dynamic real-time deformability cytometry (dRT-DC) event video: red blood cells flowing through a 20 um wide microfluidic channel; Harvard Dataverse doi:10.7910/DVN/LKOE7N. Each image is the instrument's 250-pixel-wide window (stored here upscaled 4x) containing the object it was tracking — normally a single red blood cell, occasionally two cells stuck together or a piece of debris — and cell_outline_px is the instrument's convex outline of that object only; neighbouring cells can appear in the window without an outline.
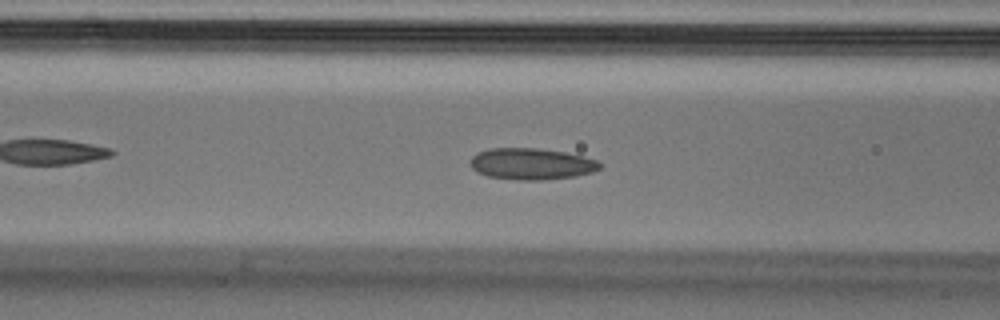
{"species": "Egyptian fruit bat (a non-hibernating species)", "species_latin": "Rousettus aegyptiacus", "temperature_condition": "cold", "stored_images_in_passage": 53, "camera_frame_rate_fps": 3000, "um_per_image_px": 0.085, "animal": {"sex": "male"}, "frame": {"image": 1, "passage_image": 20, "time_ms": 6.333, "image_size_px": [1000, 320], "cell_outline_px": [[604, 164], [600, 168], [592, 172], [576, 176], [540, 180], [520, 180], [488, 176], [476, 172], [472, 168], [472, 156], [476, 152], [488, 148], [536, 148], [564, 152], [596, 160]], "centroid_in_image_um": [45.16, 13.93], "position_along_channel_um": 121.4, "area_um2": 23.64}}
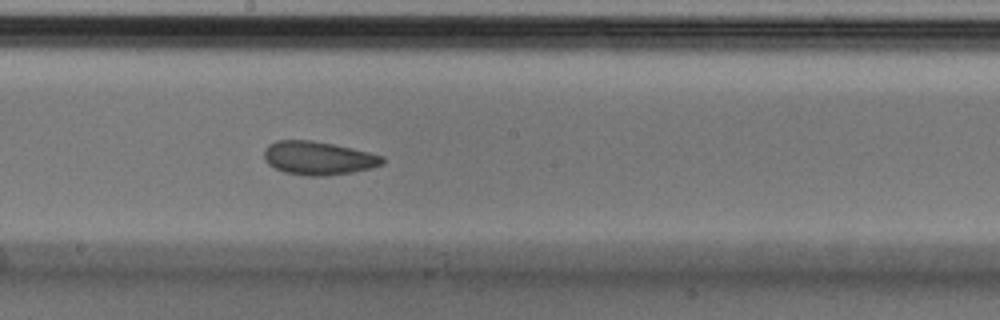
{"frame": {"image": 2, "passage_image": 28, "time_ms": 9.0, "image_size_px": [1000, 320], "cell_outline_px": [[384, 164], [372, 168], [352, 172], [324, 176], [304, 176], [284, 172], [268, 164], [264, 160], [264, 148], [268, 144], [276, 140], [308, 140], [332, 144], [352, 148], [384, 156]], "centroid_in_image_um": [27.04, 13.44], "position_along_channel_um": 221.2, "area_um2": 23.18}}
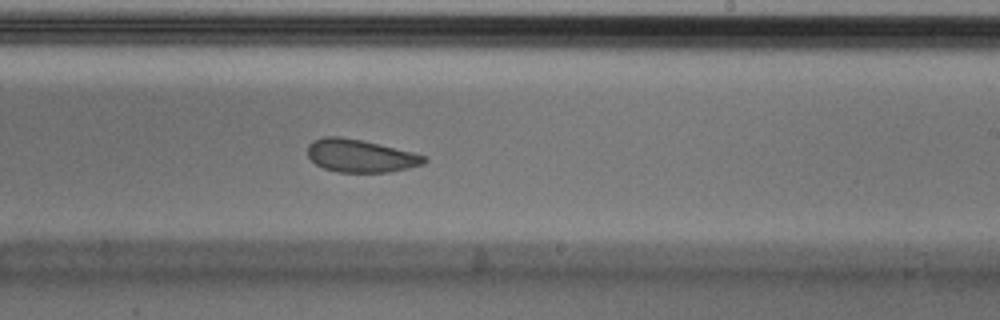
{"frame": {"image": 3, "passage_image": 31, "time_ms": 10.0, "image_size_px": [1000, 320], "cell_outline_px": [[428, 160], [424, 164], [408, 168], [388, 172], [336, 172], [324, 168], [316, 164], [308, 156], [308, 144], [312, 140], [324, 136], [340, 136], [360, 140], [412, 152], [424, 156]], "centroid_in_image_um": [30.6, 13.24], "position_along_channel_um": 258.4, "area_um2": 22.14}, "authors_computed_cell_mechanics": {"area_um2": 23.6402, "velocity_mm_per_s": 3.7299, "shape_relaxation_time_tau1_ms": null, "shape_relaxation_time_tau2_ms": 1.529, "deformation_change_tau1": null, "deformation_change_tau2": 0.0592}}